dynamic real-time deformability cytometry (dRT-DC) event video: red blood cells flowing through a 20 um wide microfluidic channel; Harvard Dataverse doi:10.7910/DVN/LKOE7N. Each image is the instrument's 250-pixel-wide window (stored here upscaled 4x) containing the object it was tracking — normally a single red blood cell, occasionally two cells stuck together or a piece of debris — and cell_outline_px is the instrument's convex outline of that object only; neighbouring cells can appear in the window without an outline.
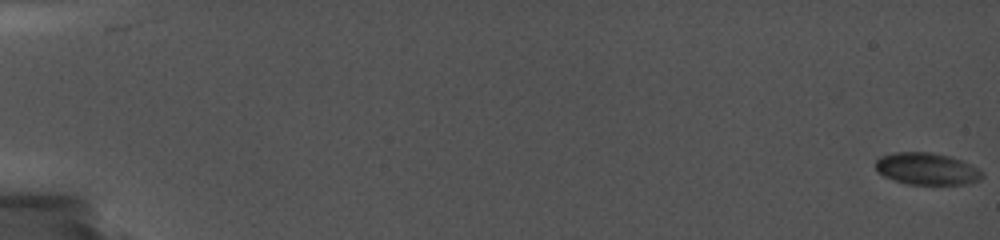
{"species": "common noctule bat (a hibernating species)", "species_latin": "Nyctalus noctula", "temperature_condition": "cold", "stored_images_in_passage": 39, "camera_frame_rate_fps": 5000, "um_per_image_px": 0.085, "animal": {"sex": "female", "body_mass_g": 19.0, "forearm_length_mm": 56.7}, "frame": {"image": 1, "passage_image": 1, "time_ms": 0.0, "image_size_px": [1000, 240], "cell_outline_px": [[984, 176], [980, 180], [968, 184], [908, 184], [884, 176], [876, 172], [876, 160], [880, 156], [896, 152], [928, 152], [948, 156], [960, 160], [976, 168]], "centroid_in_image_um": [78.74, 14.35], "position_along_channel_um": 6.3, "area_um2": 19.59}}
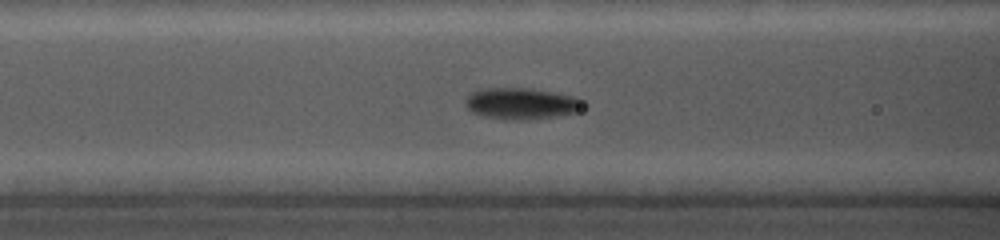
{"frame": {"image": 2, "passage_image": 17, "time_ms": 8.6, "image_size_px": [1000, 240], "cell_outline_px": [[584, 104], [580, 112], [556, 116], [484, 116], [472, 112], [468, 108], [468, 96], [472, 92], [480, 88], [532, 88], [572, 96], [584, 100]], "centroid_in_image_um": [44.38, 8.73], "position_along_channel_um": 122.2, "area_um2": 20.23}}
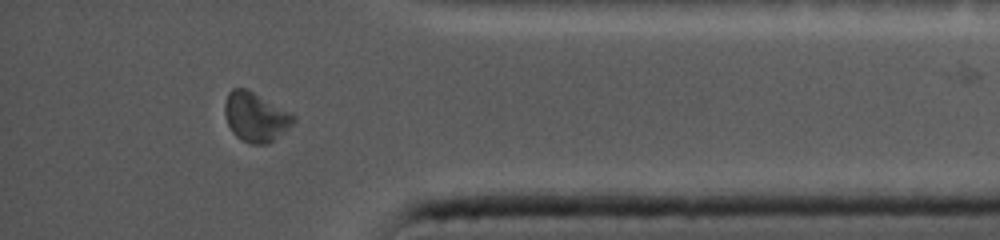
{"frame": {"image": 3, "passage_image": 35, "time_ms": 16.6, "image_size_px": [1000, 240], "cell_outline_px": [[296, 120], [288, 128], [268, 144], [252, 144], [240, 140], [232, 132], [228, 124], [224, 112], [224, 104], [228, 92], [232, 88], [244, 88], [252, 92], [296, 116]], "centroid_in_image_um": [21.69, 9.96], "position_along_channel_um": 413.5, "area_um2": 19.42}}